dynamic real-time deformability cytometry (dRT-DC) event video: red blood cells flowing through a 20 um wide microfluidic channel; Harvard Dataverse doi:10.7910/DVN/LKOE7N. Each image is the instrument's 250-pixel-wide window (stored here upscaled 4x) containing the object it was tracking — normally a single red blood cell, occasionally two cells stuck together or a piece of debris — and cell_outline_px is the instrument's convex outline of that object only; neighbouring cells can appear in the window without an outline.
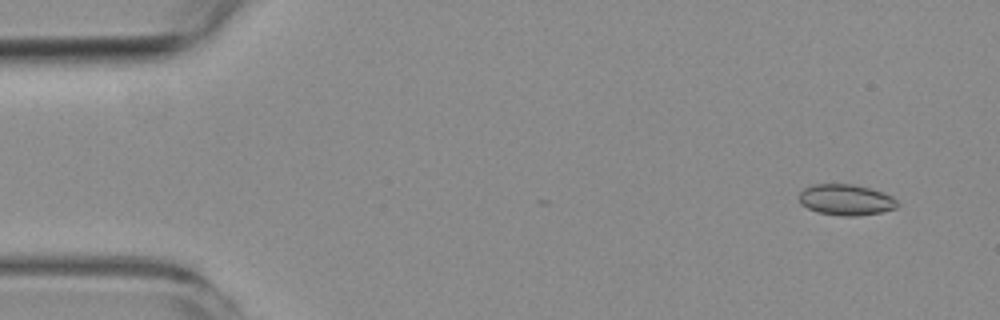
{"species": "common noctule bat (a hibernating species)", "species_latin": "Nyctalus noctula", "temperature_condition": "room temperature", "stored_images_in_passage": 5, "camera_frame_rate_fps": 3000, "um_per_image_px": 0.085, "animal": {"sex": "female", "body_mass_g": 19.3, "forearm_length_mm": 54.1}, "frame": {"image": 1, "passage_image": 1, "time_ms": 0.0, "image_size_px": [1000, 320], "cell_outline_px": [[900, 204], [896, 208], [880, 212], [856, 216], [844, 216], [820, 212], [808, 208], [800, 204], [800, 192], [804, 188], [812, 184], [852, 184], [868, 188], [892, 196]], "centroid_in_image_um": [71.9, 16.98], "position_along_channel_um": 13.1, "area_um2": 17.51}}
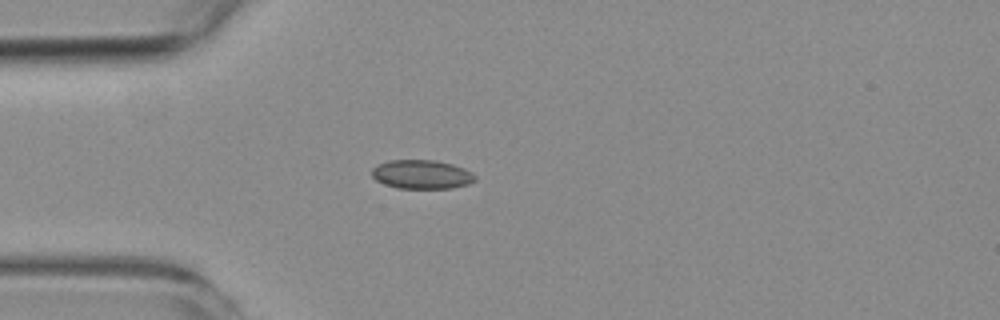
{"frame": {"image": 2, "passage_image": 4, "time_ms": 3.667, "image_size_px": [1000, 320], "cell_outline_px": [[476, 180], [468, 184], [452, 188], [396, 188], [384, 184], [376, 180], [372, 176], [372, 168], [376, 164], [388, 160], [436, 160], [452, 164], [464, 168], [472, 172], [476, 176]], "centroid_in_image_um": [35.83, 14.82], "position_along_channel_um": 49.2, "area_um2": 17.57}}